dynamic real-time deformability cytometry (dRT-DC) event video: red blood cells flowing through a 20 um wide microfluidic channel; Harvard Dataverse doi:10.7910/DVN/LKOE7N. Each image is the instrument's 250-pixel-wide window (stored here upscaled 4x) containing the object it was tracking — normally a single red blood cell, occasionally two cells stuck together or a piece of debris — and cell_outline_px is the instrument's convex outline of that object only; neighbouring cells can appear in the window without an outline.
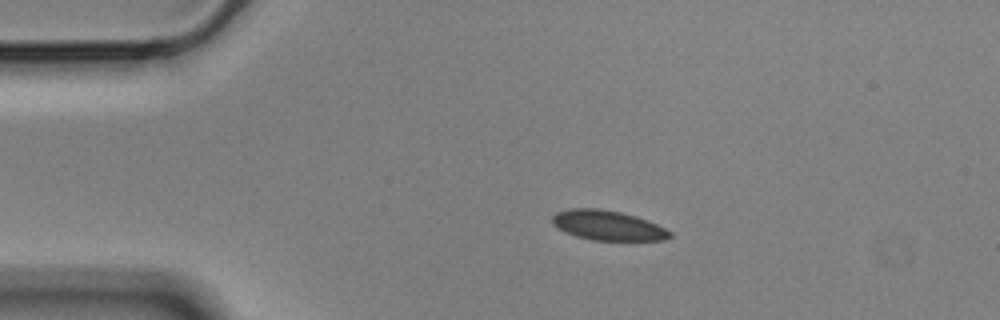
{"species": "Egyptian fruit bat (a non-hibernating species)", "species_latin": "Rousettus aegyptiacus", "temperature_condition": "cold", "stored_images_in_passage": 46, "camera_frame_rate_fps": 3000, "um_per_image_px": 0.085, "animal": {"sex": "male"}, "frame": {"image": 1, "passage_image": 1, "time_ms": 0.0, "image_size_px": [1000, 320], "cell_outline_px": [[672, 236], [664, 240], [592, 240], [576, 236], [564, 232], [556, 228], [552, 224], [552, 216], [556, 212], [568, 208], [596, 208], [620, 212], [636, 216], [656, 224], [672, 232]], "centroid_in_image_um": [51.61, 19.15], "position_along_channel_um": 33.4, "area_um2": 20.46}}
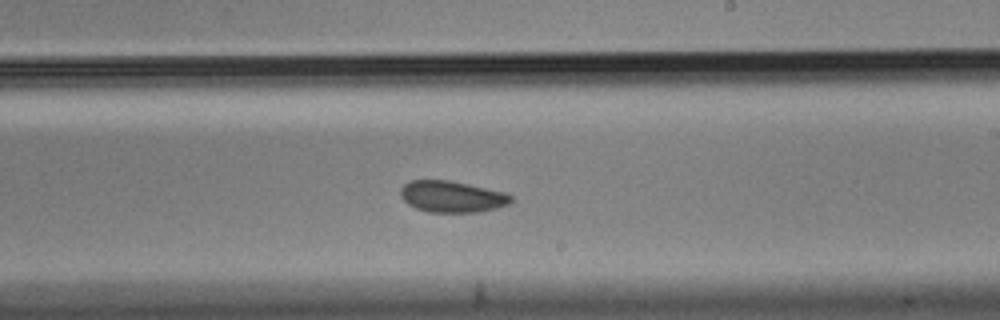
{"frame": {"image": 2, "passage_image": 23, "time_ms": 7.333, "image_size_px": [1000, 320], "cell_outline_px": [[512, 200], [508, 204], [496, 208], [480, 212], [428, 212], [416, 208], [408, 204], [400, 196], [400, 188], [404, 184], [412, 180], [448, 180], [504, 192], [512, 196]], "centroid_in_image_um": [38.39, 16.72], "position_along_channel_um": 250.6, "area_um2": 20.11}}
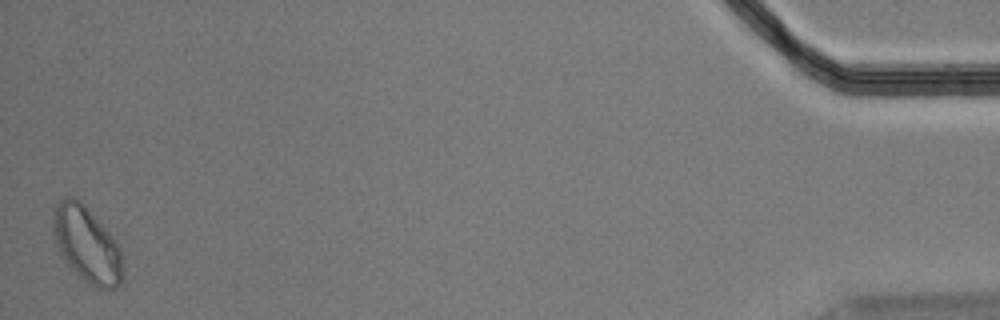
{"frame": {"image": 3, "passage_image": 46, "time_ms": 15.0, "image_size_px": [1000, 320], "cell_outline_px": [[124, 272], [120, 284], [116, 288], [92, 288], [64, 260], [56, 244], [52, 228], [52, 208], [64, 196], [72, 196], [80, 200], [84, 204], [116, 240], [120, 248]], "centroid_in_image_um": [7.37, 20.76], "position_along_channel_um": 427.8, "area_um2": 31.04}, "authors_computed_cell_mechanics": {"area_um2": 21.2126, "velocity_mm_per_s": 3.5144, "shape_relaxation_time_tau1_ms": null, "shape_relaxation_time_tau2_ms": 2.421, "deformation_change_tau1": null, "deformation_change_tau2": 0.0559}}